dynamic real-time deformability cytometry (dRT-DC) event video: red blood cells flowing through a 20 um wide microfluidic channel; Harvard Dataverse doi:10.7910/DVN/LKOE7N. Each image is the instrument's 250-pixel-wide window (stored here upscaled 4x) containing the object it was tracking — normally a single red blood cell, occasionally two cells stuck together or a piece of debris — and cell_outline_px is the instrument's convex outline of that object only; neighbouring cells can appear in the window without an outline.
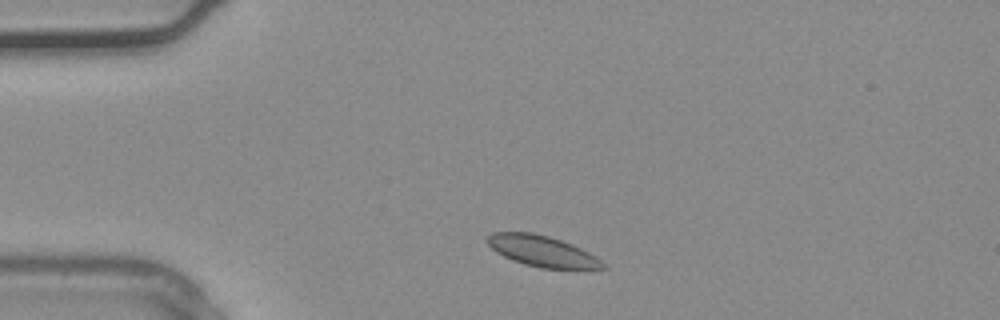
{"species": "common noctule bat (a hibernating species)", "species_latin": "Nyctalus noctula", "temperature_condition": "warm", "stored_images_in_passage": 29, "camera_frame_rate_fps": 3000, "um_per_image_px": 0.085, "animal": {"sex": "male", "body_mass_g": 20.4}, "frame": {"image": 1, "passage_image": 1, "time_ms": 0.0, "image_size_px": [1000, 320], "cell_outline_px": [[608, 268], [540, 268], [524, 264], [512, 260], [496, 252], [484, 240], [492, 232], [532, 232], [548, 236], [572, 244], [596, 256]], "centroid_in_image_um": [46.03, 21.33], "position_along_channel_um": 39.0, "area_um2": 20.63}}
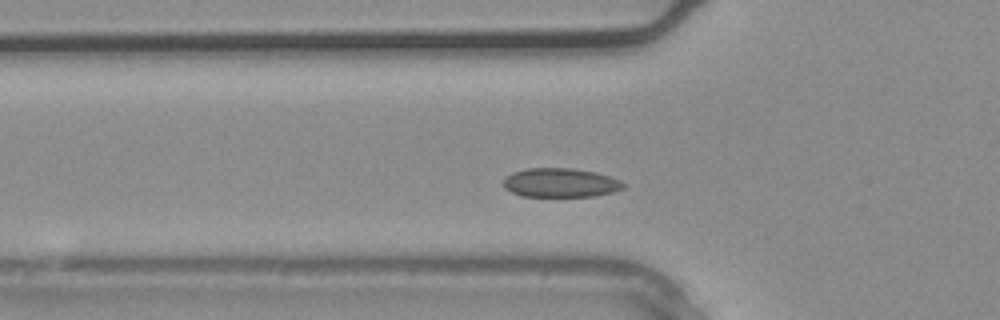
{"frame": {"image": 2, "passage_image": 5, "time_ms": 1.333, "image_size_px": [1000, 320], "cell_outline_px": [[624, 188], [612, 192], [596, 196], [520, 196], [504, 188], [504, 180], [512, 172], [528, 168], [572, 168], [596, 172], [620, 180], [624, 184]], "centroid_in_image_um": [47.64, 15.53], "position_along_channel_um": 78.2, "area_um2": 20.23}}